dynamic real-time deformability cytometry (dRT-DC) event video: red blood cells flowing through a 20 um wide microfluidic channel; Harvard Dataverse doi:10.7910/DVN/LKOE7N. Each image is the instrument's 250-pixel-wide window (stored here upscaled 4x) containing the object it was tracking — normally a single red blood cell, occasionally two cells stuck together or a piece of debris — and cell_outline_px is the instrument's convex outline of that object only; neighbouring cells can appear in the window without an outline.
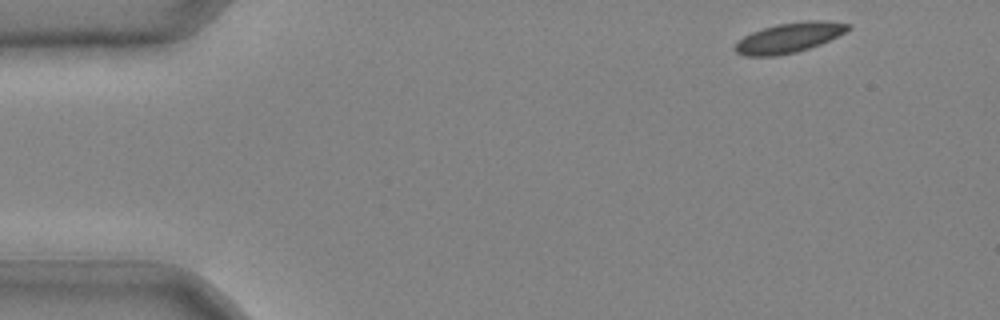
{"species": "common noctule bat (a hibernating species)", "species_latin": "Nyctalus noctula", "temperature_condition": "cold", "stored_images_in_passage": 35, "camera_frame_rate_fps": 3000, "um_per_image_px": 0.085, "animal": {"sex": "male", "body_mass_g": 20.4}, "frame": {"image": 1, "passage_image": 1, "time_ms": 0.0, "image_size_px": [1000, 320], "cell_outline_px": [[852, 28], [820, 44], [796, 52], [776, 56], [744, 56], [736, 52], [736, 44], [744, 36], [752, 32], [776, 24], [800, 20], [824, 20], [852, 24]], "centroid_in_image_um": [67.1, 3.18], "position_along_channel_um": 17.9, "area_um2": 19.65}}
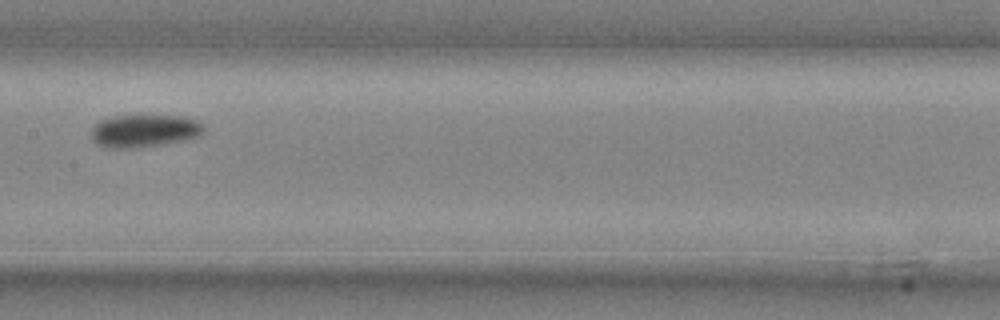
{"frame": {"image": 2, "passage_image": 19, "time_ms": 6.0, "image_size_px": [1000, 320], "cell_outline_px": [[204, 132], [200, 136], [188, 140], [164, 144], [136, 148], [108, 148], [96, 144], [92, 140], [92, 128], [100, 120], [112, 116], [184, 116], [196, 120], [204, 128]], "centroid_in_image_um": [12.27, 11.14], "position_along_channel_um": 195.1, "area_um2": 21.56}}
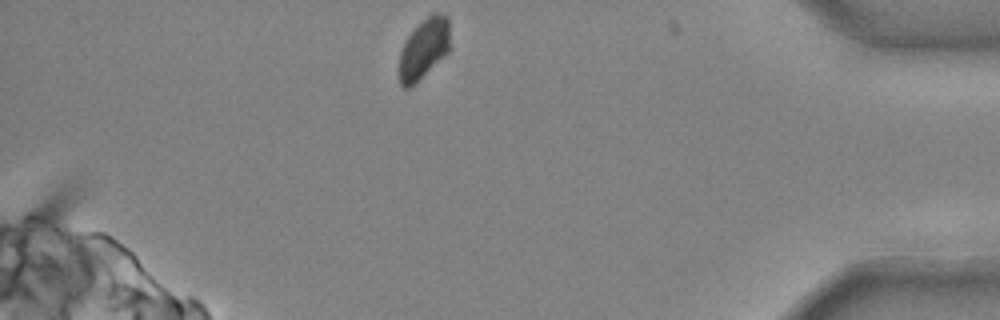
{"frame": {"image": 3, "passage_image": 35, "time_ms": 11.333, "image_size_px": [1000, 320], "cell_outline_px": [[448, 52], [444, 56], [408, 88], [404, 88], [400, 84], [400, 52], [404, 40], [432, 12], [436, 12], [448, 16]], "centroid_in_image_um": [36.01, 4.11], "position_along_channel_um": 399.2, "area_um2": 17.17}}